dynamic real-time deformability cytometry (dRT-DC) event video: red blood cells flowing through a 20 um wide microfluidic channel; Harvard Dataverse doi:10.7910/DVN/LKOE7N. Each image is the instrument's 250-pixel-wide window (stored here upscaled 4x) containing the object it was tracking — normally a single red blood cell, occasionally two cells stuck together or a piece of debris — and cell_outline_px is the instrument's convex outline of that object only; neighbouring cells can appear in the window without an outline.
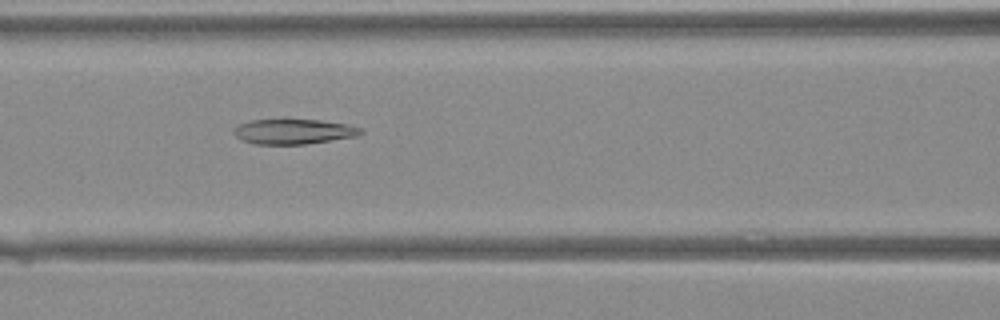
{"species": "Egyptian fruit bat (a non-hibernating species)", "species_latin": "Rousettus aegyptiacus", "temperature_condition": "warm", "stored_images_in_passage": 36, "camera_frame_rate_fps": 3000, "um_per_image_px": 0.085, "animal": {"sex": "female"}, "frame": {"image": 1, "passage_image": 13, "time_ms": 4.0, "image_size_px": [1000, 320], "cell_outline_px": [[364, 132], [356, 136], [304, 144], [256, 144], [240, 140], [232, 132], [232, 128], [240, 124], [252, 120], [284, 116], [320, 120], [348, 124], [364, 128]], "centroid_in_image_um": [24.92, 11.13], "position_along_channel_um": 141.7, "area_um2": 19.48}}
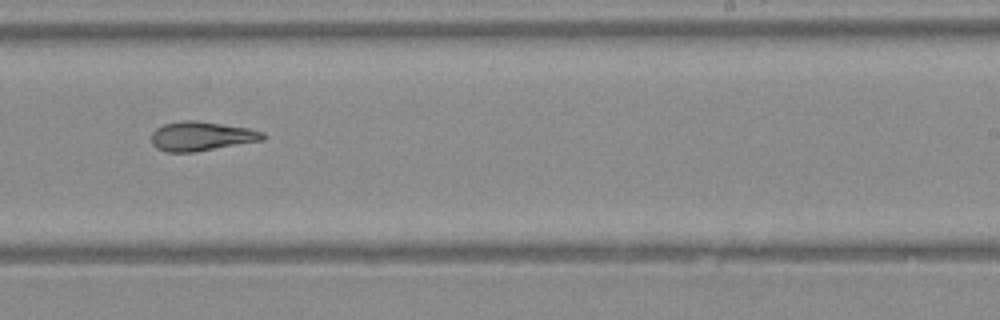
{"frame": {"image": 2, "passage_image": 21, "time_ms": 6.667, "image_size_px": [1000, 320], "cell_outline_px": [[264, 140], [196, 152], [164, 152], [156, 148], [152, 144], [152, 132], [156, 128], [164, 124], [184, 120], [196, 120], [248, 128], [264, 132]], "centroid_in_image_um": [17.1, 11.58], "position_along_channel_um": 271.9, "area_um2": 19.07}}
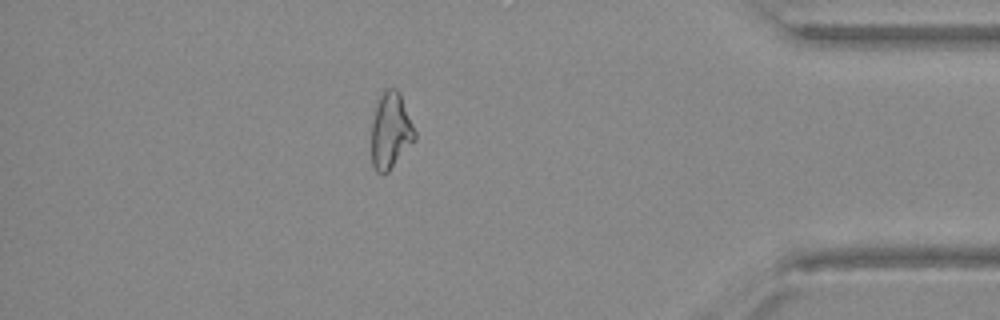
{"frame": {"image": 3, "passage_image": 31, "time_ms": 10.0, "image_size_px": [1000, 320], "cell_outline_px": [[416, 140], [388, 172], [376, 172], [372, 164], [372, 120], [380, 96], [388, 88], [396, 88], [400, 92], [416, 132]], "centroid_in_image_um": [33.23, 11.12], "position_along_channel_um": 402.0, "area_um2": 19.13}}